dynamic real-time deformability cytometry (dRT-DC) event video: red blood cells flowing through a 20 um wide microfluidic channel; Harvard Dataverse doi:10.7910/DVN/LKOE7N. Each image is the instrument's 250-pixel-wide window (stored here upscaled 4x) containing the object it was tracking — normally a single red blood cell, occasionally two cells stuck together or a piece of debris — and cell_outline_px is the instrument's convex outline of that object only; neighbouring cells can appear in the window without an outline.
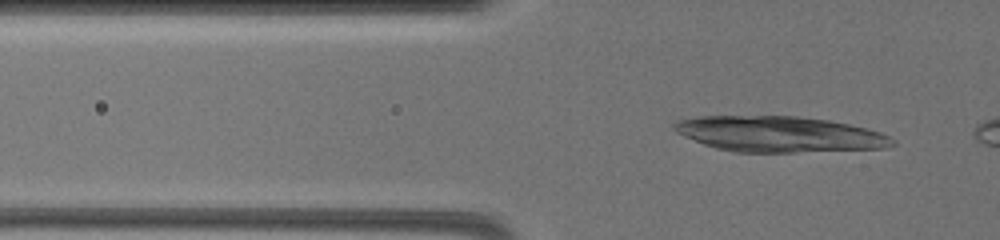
{"species": "common noctule bat (a hibernating species)", "species_latin": "Nyctalus noctula", "temperature_condition": "warm", "stored_images_in_passage": 14, "camera_frame_rate_fps": 3000, "um_per_image_px": 0.085, "animal": {"sex": "female", "body_mass_g": 19.5, "forearm_length_mm": 54.1}, "frame": {"image": 1, "passage_image": 12, "time_ms": 4.0, "image_size_px": [1000, 240], "cell_outline_px": [[896, 144], [884, 148], [792, 152], [736, 152], [716, 148], [704, 144], [684, 136], [676, 132], [672, 128], [672, 124], [680, 120], [700, 116], [796, 116], [828, 120], [848, 124], [880, 132], [896, 140]], "centroid_in_image_um": [66.22, 11.4], "position_along_channel_um": 59.6, "area_um2": 45.14}}